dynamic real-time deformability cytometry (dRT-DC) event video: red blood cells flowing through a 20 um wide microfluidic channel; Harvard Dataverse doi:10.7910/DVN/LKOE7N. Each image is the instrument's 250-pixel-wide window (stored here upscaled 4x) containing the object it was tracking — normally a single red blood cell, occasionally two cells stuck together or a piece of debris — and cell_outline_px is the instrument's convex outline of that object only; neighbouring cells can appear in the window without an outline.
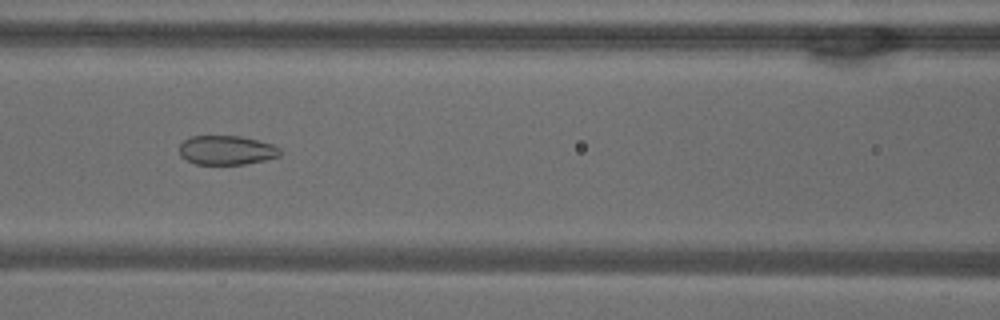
{"species": "common noctule bat (a hibernating species)", "species_latin": "Nyctalus noctula", "temperature_condition": "warm", "stored_images_in_passage": 41, "camera_frame_rate_fps": 3000, "um_per_image_px": 0.085, "animal": {"sex": "male", "body_mass_g": 18.8}, "frame": {"image": 1, "passage_image": 11, "time_ms": 3.333, "image_size_px": [1000, 320], "cell_outline_px": [[280, 156], [264, 160], [244, 164], [196, 164], [180, 156], [180, 144], [184, 140], [192, 136], [240, 136], [272, 144], [280, 148]], "centroid_in_image_um": [19.25, 12.76], "position_along_channel_um": 147.3, "area_um2": 16.99}}
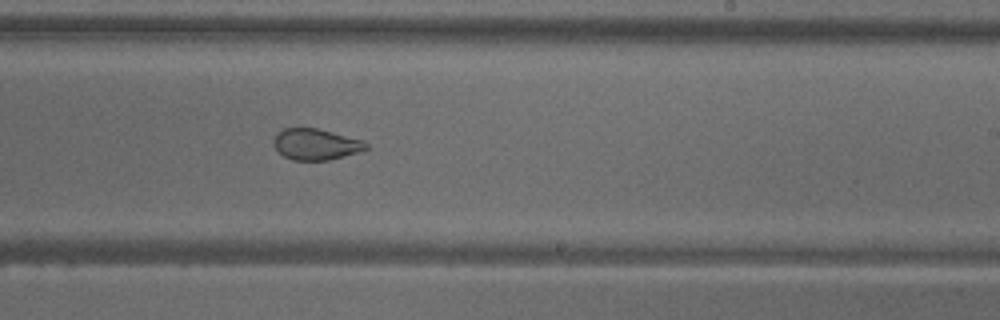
{"frame": {"image": 2, "passage_image": 20, "time_ms": 6.333, "image_size_px": [1000, 320], "cell_outline_px": [[368, 148], [356, 152], [328, 160], [292, 160], [284, 156], [272, 144], [272, 140], [276, 132], [284, 128], [316, 128], [364, 140], [368, 144]], "centroid_in_image_um": [26.8, 12.25], "position_along_channel_um": 262.2, "area_um2": 16.7}}
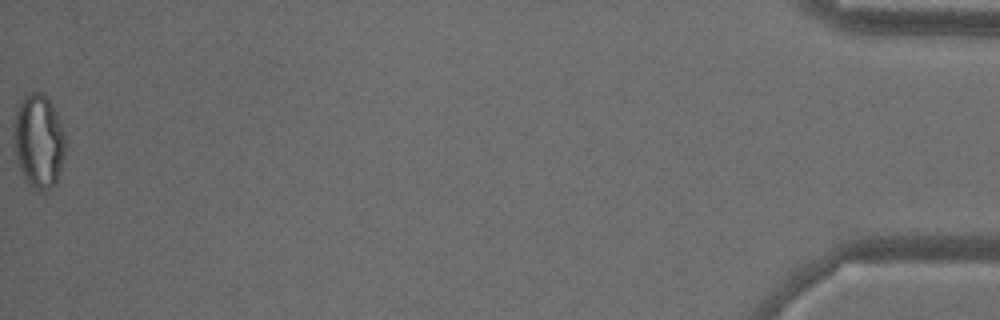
{"frame": {"image": 3, "passage_image": 41, "time_ms": 13.333, "image_size_px": [1000, 320], "cell_outline_px": [[64, 156], [60, 172], [56, 184], [52, 188], [44, 192], [36, 192], [24, 180], [16, 156], [16, 116], [20, 100], [28, 92], [44, 92], [56, 112], [64, 132]], "centroid_in_image_um": [3.32, 12.05], "position_along_channel_um": 431.9, "area_um2": 27.98}, "authors_computed_cell_mechanics": {"area_um2": 20.4612, "velocity_mm_per_s": 3.84, "shape_relaxation_time_tau1_ms": null, "shape_relaxation_time_tau2_ms": 1.2322, "deformation_change_tau1": null, "deformation_change_tau2": 0.0667}}